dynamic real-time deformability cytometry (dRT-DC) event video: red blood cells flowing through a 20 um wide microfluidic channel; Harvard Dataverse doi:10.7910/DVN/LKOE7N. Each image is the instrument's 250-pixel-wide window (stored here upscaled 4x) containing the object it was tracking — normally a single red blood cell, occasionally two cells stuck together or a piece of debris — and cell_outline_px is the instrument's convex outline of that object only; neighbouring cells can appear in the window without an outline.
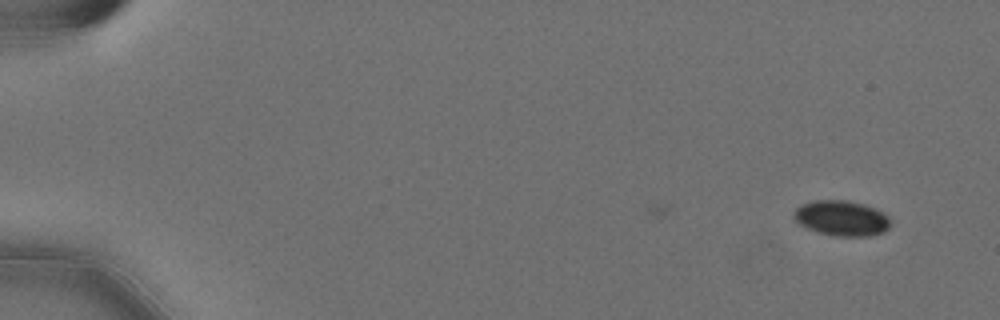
{"species": "Egyptian fruit bat (a non-hibernating species)", "species_latin": "Rousettus aegyptiacus", "temperature_condition": "cold", "stored_images_in_passage": 4, "camera_frame_rate_fps": 3000, "um_per_image_px": 0.085, "animal": {"sex": "female"}, "frame": {"image": 1, "passage_image": 4, "time_ms": 1.0, "image_size_px": [1000, 320], "cell_outline_px": [[888, 228], [884, 232], [868, 236], [832, 236], [816, 232], [792, 220], [792, 212], [800, 204], [816, 200], [844, 200], [860, 204], [872, 208], [888, 216]], "centroid_in_image_um": [71.44, 18.56], "position_along_channel_um": 13.6, "area_um2": 19.77}}